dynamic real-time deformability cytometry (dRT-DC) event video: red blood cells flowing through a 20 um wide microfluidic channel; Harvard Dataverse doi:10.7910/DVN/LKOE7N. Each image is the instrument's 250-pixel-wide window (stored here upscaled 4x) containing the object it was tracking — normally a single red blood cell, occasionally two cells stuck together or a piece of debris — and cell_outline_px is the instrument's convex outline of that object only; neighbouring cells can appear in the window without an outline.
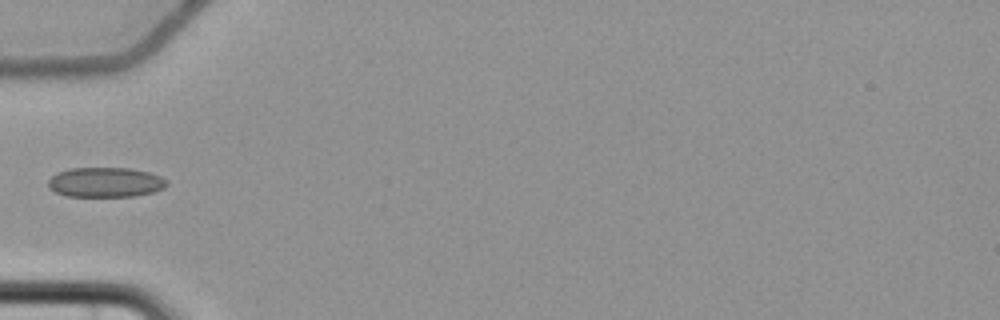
{"species": "common noctule bat (a hibernating species)", "species_latin": "Nyctalus noctula", "temperature_condition": "cold", "stored_images_in_passage": 1, "camera_frame_rate_fps": 3000, "um_per_image_px": 0.085, "animal": {"sex": "female", "body_mass_g": 22.7, "forearm_length_mm": 54.2}, "frame": {"image": 1, "passage_image": 1, "time_ms": 0.0, "image_size_px": [1000, 320], "cell_outline_px": [[168, 184], [164, 188], [152, 192], [132, 196], [68, 196], [56, 192], [48, 188], [48, 180], [56, 172], [68, 168], [132, 168], [148, 172], [160, 176], [168, 180]], "centroid_in_image_um": [8.95, 15.48], "position_along_channel_um": 76.1, "area_um2": 20.69}}